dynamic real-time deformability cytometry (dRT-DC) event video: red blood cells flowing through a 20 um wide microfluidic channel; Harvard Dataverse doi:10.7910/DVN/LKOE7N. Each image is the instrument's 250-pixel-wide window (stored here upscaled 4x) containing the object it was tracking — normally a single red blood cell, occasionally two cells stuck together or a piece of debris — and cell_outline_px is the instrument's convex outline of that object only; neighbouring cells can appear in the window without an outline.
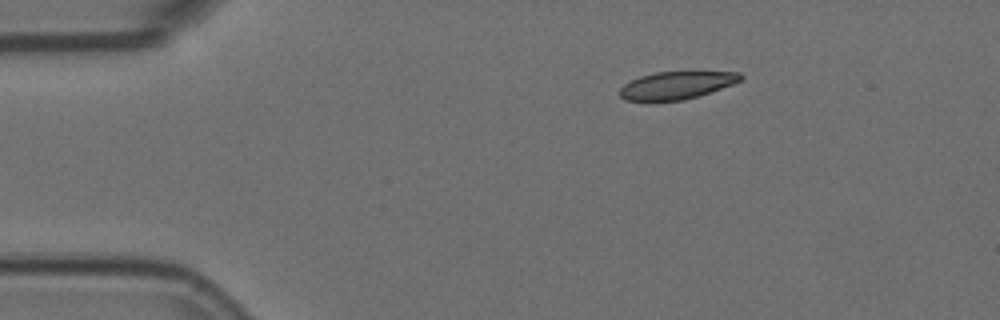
{"species": "Egyptian fruit bat (a non-hibernating species)", "species_latin": "Rousettus aegyptiacus", "temperature_condition": "room temperature", "stored_images_in_passage": 3, "camera_frame_rate_fps": 3000, "um_per_image_px": 0.085, "animal": {"sex": "female"}, "frame": {"image": 1, "passage_image": 1, "time_ms": 0.0, "image_size_px": [1000, 320], "cell_outline_px": [[744, 80], [684, 100], [624, 100], [620, 96], [620, 88], [624, 84], [640, 76], [656, 72], [740, 72], [744, 76]], "centroid_in_image_um": [57.52, 7.23], "position_along_channel_um": 27.5, "area_um2": 19.07}}
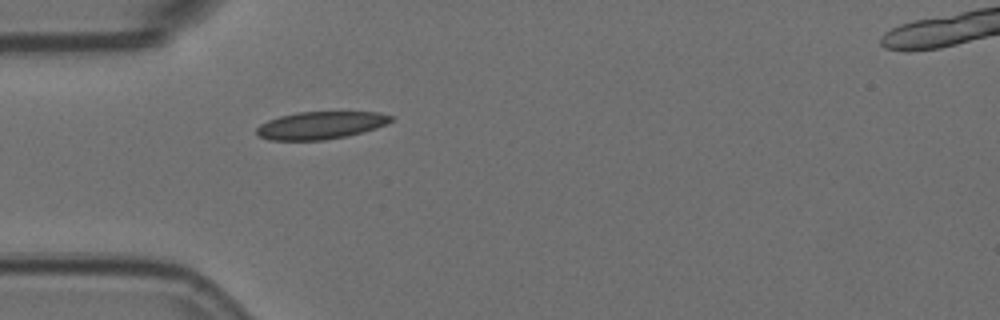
{"frame": {"image": 2, "passage_image": 3, "time_ms": 0.667, "image_size_px": [1000, 320], "cell_outline_px": [[392, 120], [376, 128], [348, 136], [324, 140], [268, 140], [260, 136], [256, 132], [256, 128], [260, 124], [268, 120], [280, 116], [296, 112], [380, 112], [392, 116]], "centroid_in_image_um": [27.23, 10.65], "position_along_channel_um": 57.8, "area_um2": 21.5}}